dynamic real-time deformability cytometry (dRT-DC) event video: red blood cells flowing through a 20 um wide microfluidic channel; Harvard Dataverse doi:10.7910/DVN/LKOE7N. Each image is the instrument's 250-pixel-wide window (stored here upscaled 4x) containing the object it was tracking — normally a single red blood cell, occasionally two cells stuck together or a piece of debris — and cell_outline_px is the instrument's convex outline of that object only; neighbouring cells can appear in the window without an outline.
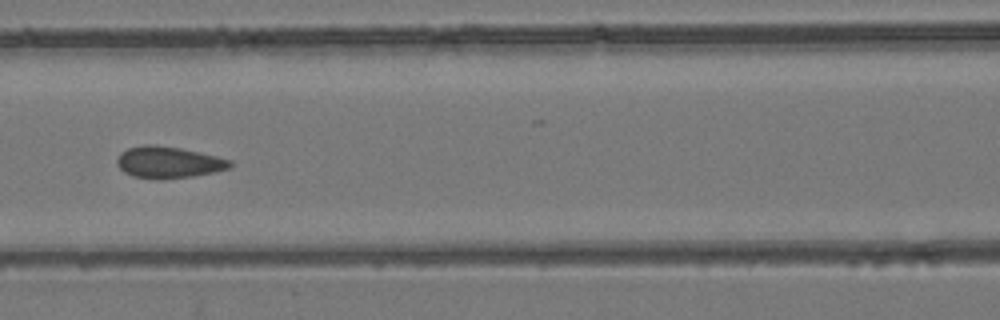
{"species": "common noctule bat (a hibernating species)", "species_latin": "Nyctalus noctula", "temperature_condition": "room temperature", "stored_images_in_passage": 15, "camera_frame_rate_fps": 3000, "um_per_image_px": 0.085, "animal": {"sex": "female", "body_mass_g": 24.6, "forearm_length_mm": 56.2}, "frame": {"image": 1, "passage_image": 9, "time_ms": 2.667, "image_size_px": [1000, 320], "cell_outline_px": [[232, 164], [228, 168], [212, 172], [192, 176], [160, 180], [132, 176], [124, 172], [116, 164], [116, 160], [120, 152], [128, 148], [144, 144], [152, 144], [180, 148], [200, 152], [232, 160]], "centroid_in_image_um": [14.27, 13.79], "position_along_channel_um": 152.3, "area_um2": 20.87}}